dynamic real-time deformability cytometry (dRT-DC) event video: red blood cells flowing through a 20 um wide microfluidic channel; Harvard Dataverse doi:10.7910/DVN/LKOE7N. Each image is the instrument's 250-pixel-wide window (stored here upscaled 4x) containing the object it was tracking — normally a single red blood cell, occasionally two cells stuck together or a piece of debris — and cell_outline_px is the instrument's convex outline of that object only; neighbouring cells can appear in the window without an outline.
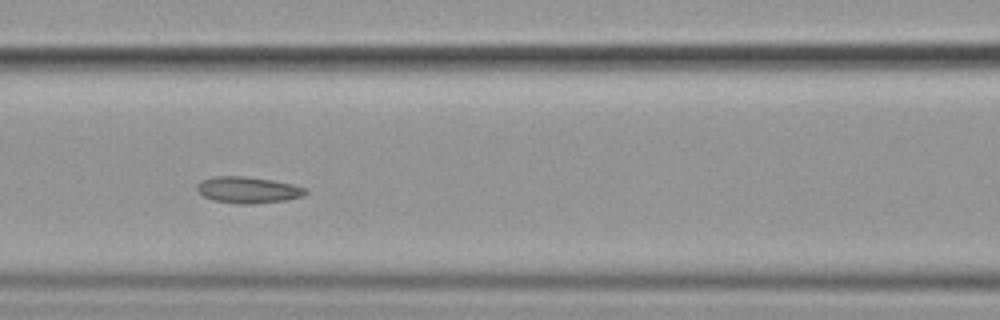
{"species": "common noctule bat (a hibernating species)", "species_latin": "Nyctalus noctula", "temperature_condition": "cold", "stored_images_in_passage": 16, "camera_frame_rate_fps": 3000, "um_per_image_px": 0.085, "animal": {"sex": "female", "body_mass_g": 19.9}, "frame": {"image": 1, "passage_image": 7, "time_ms": 7.0, "image_size_px": [1000, 320], "cell_outline_px": [[308, 192], [304, 196], [288, 200], [252, 204], [240, 204], [212, 200], [204, 196], [196, 188], [196, 184], [200, 180], [212, 176], [244, 176], [272, 180], [292, 184], [308, 188]], "centroid_in_image_um": [21.1, 16.14], "position_along_channel_um": 145.5, "area_um2": 16.94}}
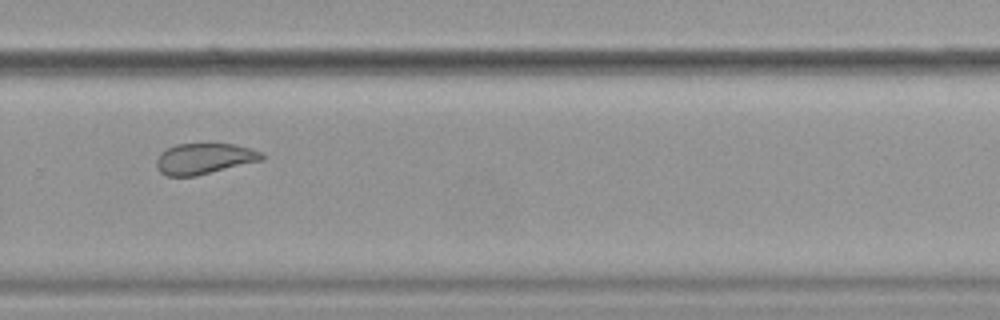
{"frame": {"image": 2, "passage_image": 12, "time_ms": 14.0, "image_size_px": [1000, 320], "cell_outline_px": [[264, 160], [196, 176], [168, 176], [160, 172], [156, 168], [156, 160], [160, 152], [176, 144], [236, 144], [264, 152]], "centroid_in_image_um": [17.38, 13.49], "position_along_channel_um": 312.4, "area_um2": 19.13}}
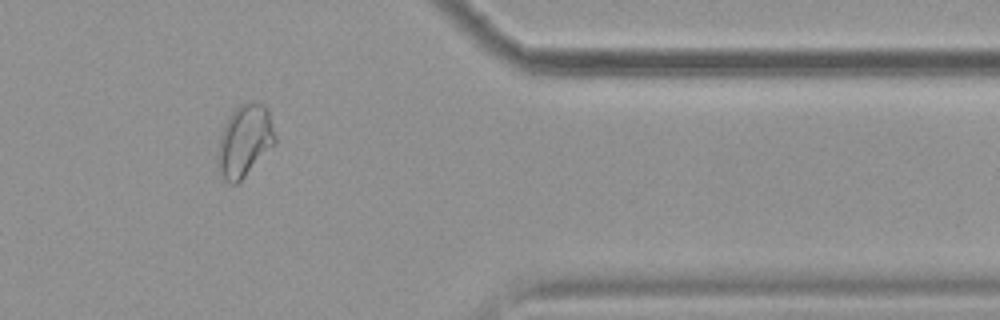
{"frame": {"image": 3, "passage_image": 14, "time_ms": 16.667, "image_size_px": [1000, 320], "cell_outline_px": [[276, 144], [236, 184], [228, 184], [224, 180], [216, 164], [216, 152], [220, 136], [224, 124], [228, 116], [240, 104], [252, 100], [264, 104], [268, 108], [276, 136]], "centroid_in_image_um": [20.78, 11.95], "position_along_channel_um": 390.6, "area_um2": 24.51}, "authors_computed_cell_mechanics": {"area_um2": 19.3919, "velocity_mm_per_s": 3.5311, "shape_relaxation_time_tau1_ms": null, "shape_relaxation_time_tau2_ms": 3.1099, "deformation_change_tau1": null, "deformation_change_tau2": 0.0436}}